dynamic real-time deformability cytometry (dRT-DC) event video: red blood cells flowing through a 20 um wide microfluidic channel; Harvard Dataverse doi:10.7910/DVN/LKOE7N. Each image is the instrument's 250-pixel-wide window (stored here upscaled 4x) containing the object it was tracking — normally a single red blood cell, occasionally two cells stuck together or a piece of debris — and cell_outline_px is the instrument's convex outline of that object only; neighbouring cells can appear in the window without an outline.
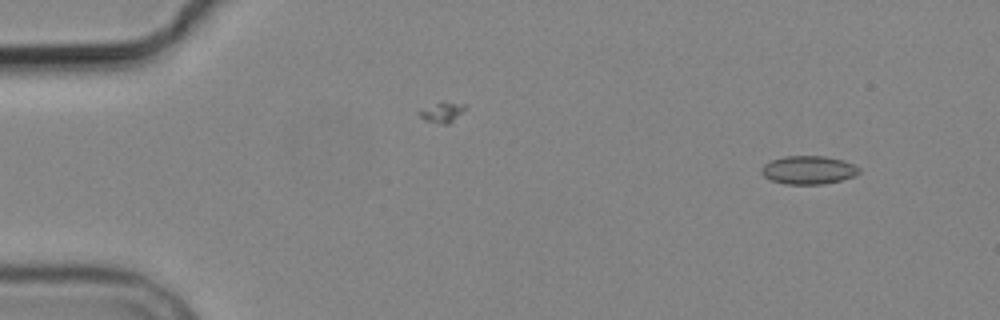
{"species": "common noctule bat (a hibernating species)", "species_latin": "Nyctalus noctula", "temperature_condition": "cold", "stored_images_in_passage": 3, "camera_frame_rate_fps": 3000, "um_per_image_px": 0.085, "animal": {"sex": "male", "body_mass_g": 19.2, "forearm_length_mm": 51.8}, "frame": {"image": 1, "passage_image": 3, "time_ms": 3.333, "image_size_px": [1000, 320], "cell_outline_px": [[860, 172], [856, 176], [824, 184], [784, 184], [772, 180], [764, 176], [760, 172], [764, 164], [772, 160], [784, 156], [824, 156], [844, 160], [860, 168]], "centroid_in_image_um": [68.73, 14.45], "position_along_channel_um": 16.3, "area_um2": 16.13}}